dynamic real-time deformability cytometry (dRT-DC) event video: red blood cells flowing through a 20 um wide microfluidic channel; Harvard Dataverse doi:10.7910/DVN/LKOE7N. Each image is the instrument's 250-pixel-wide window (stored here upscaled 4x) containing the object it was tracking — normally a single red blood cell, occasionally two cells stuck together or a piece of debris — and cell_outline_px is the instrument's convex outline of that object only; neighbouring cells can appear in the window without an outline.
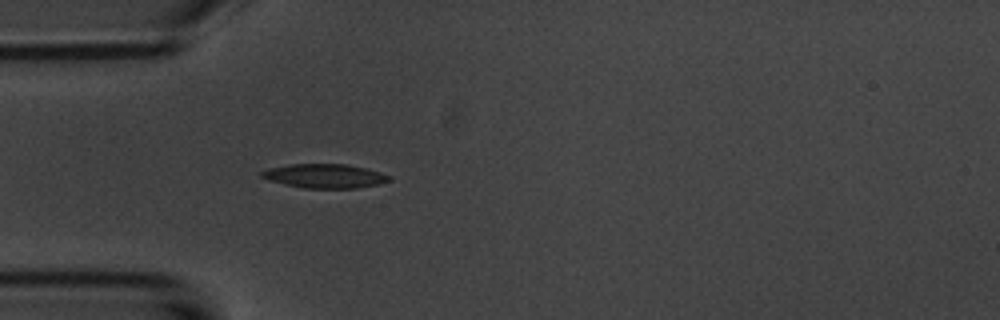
{"species": "common noctule bat (a hibernating species)", "species_latin": "Nyctalus noctula", "temperature_condition": "room temperature", "stored_images_in_passage": 5, "camera_frame_rate_fps": 3000, "um_per_image_px": 0.085, "animal": {"sex": "male", "body_mass_g": 20.1, "forearm_length_mm": 53.5}, "frame": {"image": 1, "passage_image": 5, "time_ms": 5.667, "image_size_px": [1000, 320], "cell_outline_px": [[392, 180], [380, 184], [356, 188], [304, 188], [284, 184], [268, 180], [260, 176], [260, 172], [268, 168], [288, 164], [348, 164], [380, 172], [388, 176]], "centroid_in_image_um": [27.57, 14.96], "position_along_channel_um": 57.4, "area_um2": 17.92}}